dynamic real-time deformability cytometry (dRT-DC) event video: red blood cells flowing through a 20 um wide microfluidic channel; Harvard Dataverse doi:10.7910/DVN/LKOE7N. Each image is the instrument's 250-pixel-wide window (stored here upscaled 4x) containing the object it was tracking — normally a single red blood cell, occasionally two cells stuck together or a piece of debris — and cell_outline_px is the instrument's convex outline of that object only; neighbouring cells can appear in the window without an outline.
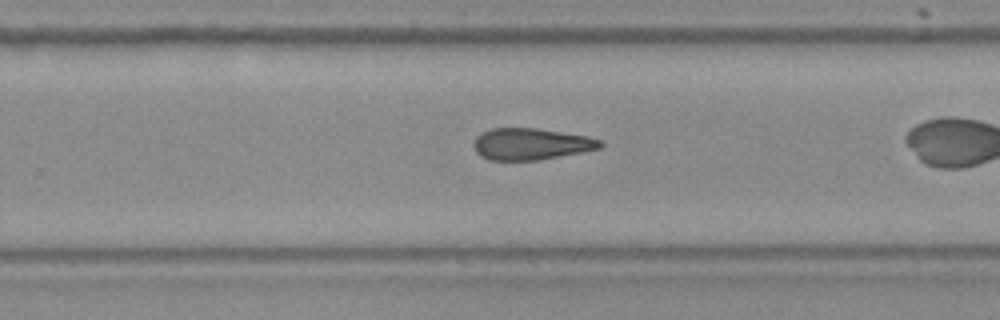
{"species": "Egyptian fruit bat (a non-hibernating species)", "species_latin": "Rousettus aegyptiacus", "temperature_condition": "room temperature", "stored_images_in_passage": 29, "camera_frame_rate_fps": 3000, "um_per_image_px": 0.085, "frame": {"image": 1, "passage_image": 21, "time_ms": 6.667, "image_size_px": [1000, 320], "cell_outline_px": [[604, 144], [600, 148], [540, 160], [488, 160], [480, 156], [476, 152], [476, 136], [492, 128], [536, 128], [588, 136], [600, 140]], "centroid_in_image_um": [45.15, 12.24], "position_along_channel_um": 284.6, "area_um2": 23.06}}